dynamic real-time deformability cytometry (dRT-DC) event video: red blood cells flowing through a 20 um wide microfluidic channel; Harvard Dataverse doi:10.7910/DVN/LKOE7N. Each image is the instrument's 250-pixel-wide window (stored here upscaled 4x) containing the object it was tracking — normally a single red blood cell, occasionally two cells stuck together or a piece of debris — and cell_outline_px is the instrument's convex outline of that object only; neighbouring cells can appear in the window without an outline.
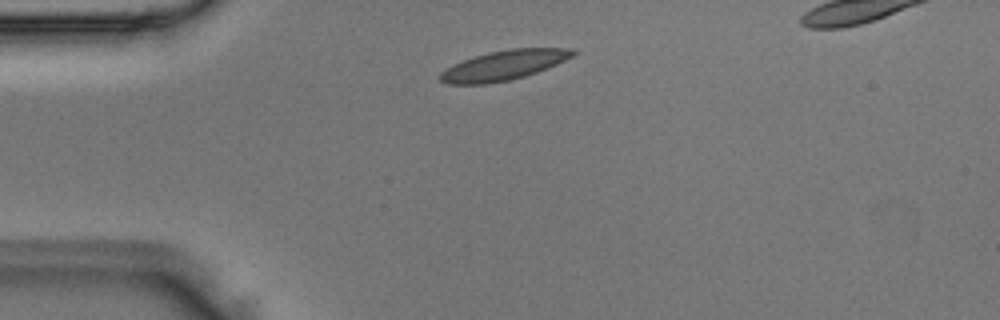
{"species": "Egyptian fruit bat (a non-hibernating species)", "species_latin": "Rousettus aegyptiacus", "temperature_condition": "room temperature", "stored_images_in_passage": 3, "camera_frame_rate_fps": 3000, "um_per_image_px": 0.085, "animal": {"sex": "male"}, "frame": {"image": 1, "passage_image": 1, "time_ms": 0.0, "image_size_px": [1000, 320], "cell_outline_px": [[580, 52], [556, 64], [536, 72], [524, 76], [508, 80], [484, 84], [448, 84], [440, 80], [436, 76], [440, 72], [452, 64], [488, 52], [508, 48], [572, 48]], "centroid_in_image_um": [42.8, 5.54], "position_along_channel_um": 42.2, "area_um2": 22.95}}
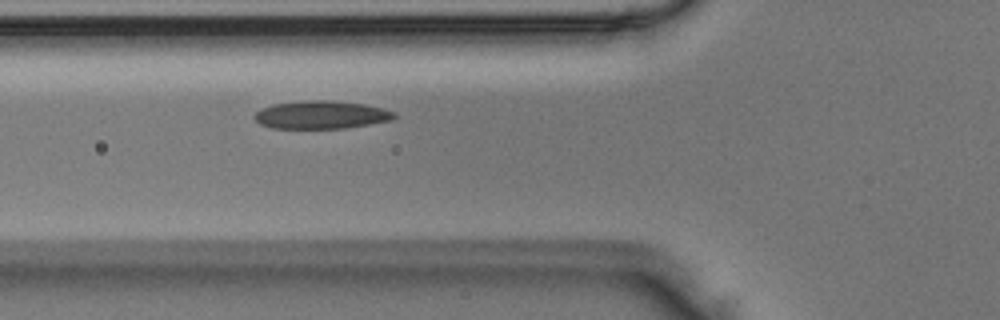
{"frame": {"image": 2, "passage_image": 3, "time_ms": 0.667, "image_size_px": [1000, 320], "cell_outline_px": [[396, 116], [392, 120], [344, 128], [272, 128], [260, 124], [252, 116], [260, 108], [272, 104], [300, 100], [328, 100], [364, 104], [384, 108], [396, 112]], "centroid_in_image_um": [27.28, 9.75], "position_along_channel_um": 98.5, "area_um2": 22.95}}